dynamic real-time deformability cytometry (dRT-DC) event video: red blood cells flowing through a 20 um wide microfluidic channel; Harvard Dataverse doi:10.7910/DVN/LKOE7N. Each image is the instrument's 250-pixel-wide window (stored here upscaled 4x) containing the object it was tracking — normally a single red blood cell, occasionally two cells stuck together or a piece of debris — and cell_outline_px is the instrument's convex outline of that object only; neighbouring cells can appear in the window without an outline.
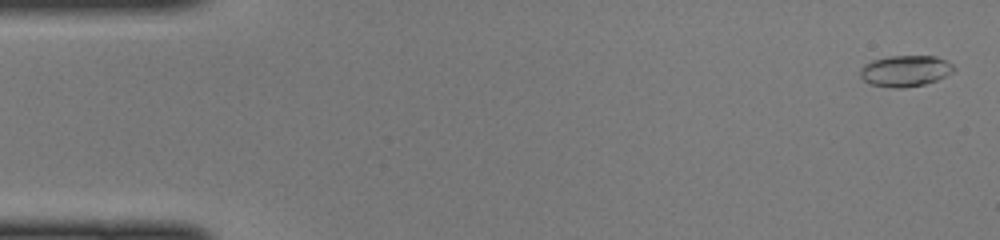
{"species": "common noctule bat (a hibernating species)", "species_latin": "Nyctalus noctula", "temperature_condition": "cold", "stored_images_in_passage": 10, "camera_frame_rate_fps": 3000, "um_per_image_px": 0.085, "animal": {"sex": "female", "body_mass_g": 22.0, "forearm_length_mm": 56.7}, "frame": {"image": 1, "passage_image": 2, "time_ms": 0.333, "image_size_px": [1000, 240], "cell_outline_px": [[956, 68], [952, 72], [936, 80], [924, 84], [904, 88], [892, 88], [872, 84], [864, 80], [860, 76], [860, 68], [864, 64], [872, 60], [888, 56], [936, 56], [952, 64]], "centroid_in_image_um": [76.93, 6.02], "position_along_channel_um": 8.1, "area_um2": 16.94}}